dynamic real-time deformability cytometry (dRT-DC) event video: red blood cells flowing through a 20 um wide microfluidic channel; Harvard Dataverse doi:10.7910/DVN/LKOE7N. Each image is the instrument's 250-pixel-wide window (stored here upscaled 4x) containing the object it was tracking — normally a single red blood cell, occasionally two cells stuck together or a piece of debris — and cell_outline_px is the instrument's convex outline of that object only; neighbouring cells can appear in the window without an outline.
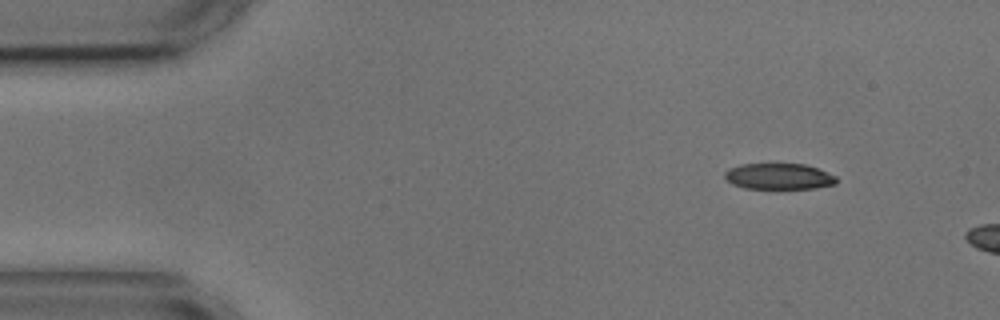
{"species": "common noctule bat (a hibernating species)", "species_latin": "Nyctalus noctula", "temperature_condition": "cold", "stored_images_in_passage": 3, "camera_frame_rate_fps": 3000, "um_per_image_px": 0.085, "animal": {"sex": "male", "body_mass_g": 17.9, "forearm_length_mm": 54.2}, "frame": {"image": 1, "passage_image": 1, "time_ms": 0.0, "image_size_px": [1000, 320], "cell_outline_px": [[836, 184], [816, 188], [744, 188], [732, 184], [724, 176], [724, 172], [728, 168], [740, 164], [804, 164], [816, 168], [836, 176]], "centroid_in_image_um": [66.17, 14.99], "position_along_channel_um": 18.8, "area_um2": 16.82}}